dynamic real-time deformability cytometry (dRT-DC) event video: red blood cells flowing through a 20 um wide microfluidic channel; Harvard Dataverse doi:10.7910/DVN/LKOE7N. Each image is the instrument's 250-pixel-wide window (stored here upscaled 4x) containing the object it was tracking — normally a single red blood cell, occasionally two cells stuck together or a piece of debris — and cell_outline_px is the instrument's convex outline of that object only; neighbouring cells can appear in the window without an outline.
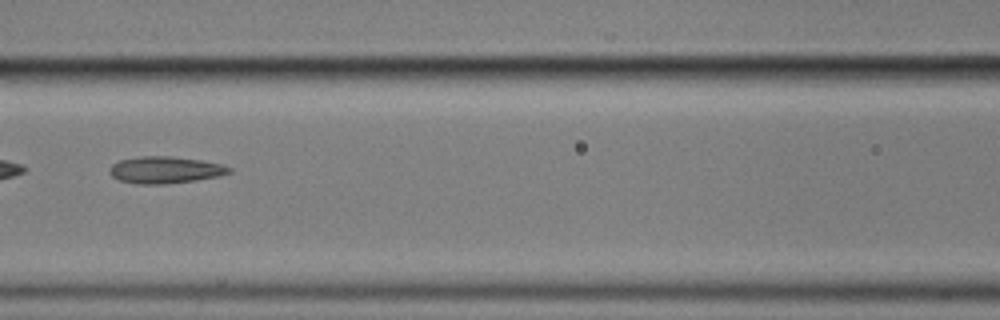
{"species": "common noctule bat (a hibernating species)", "species_latin": "Nyctalus noctula", "temperature_condition": "cold", "stored_images_in_passage": 13, "camera_frame_rate_fps": 3000, "um_per_image_px": 0.085, "animal": {"sex": "male", "body_mass_g": 17.9}, "frame": {"image": 1, "passage_image": 6, "time_ms": 8.0, "image_size_px": [1000, 320], "cell_outline_px": [[232, 172], [220, 176], [196, 180], [168, 184], [136, 184], [120, 180], [112, 176], [108, 172], [108, 168], [112, 164], [120, 160], [140, 156], [172, 156], [200, 160], [224, 164], [232, 168]], "centroid_in_image_um": [14.05, 14.44], "position_along_channel_um": 152.5, "area_um2": 18.96}}
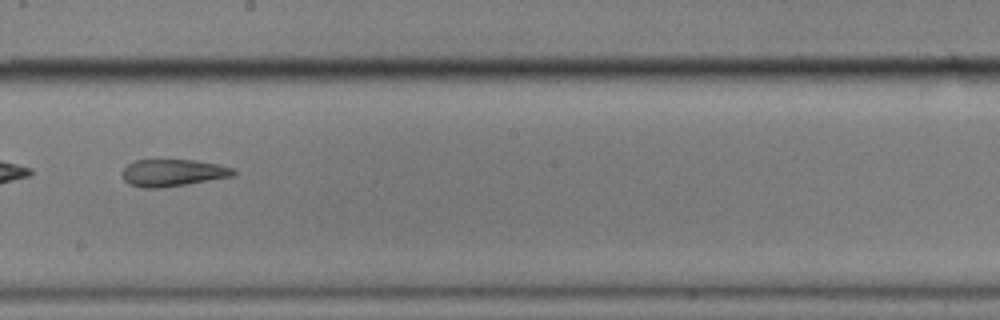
{"frame": {"image": 2, "passage_image": 8, "time_ms": 10.333, "image_size_px": [1000, 320], "cell_outline_px": [[236, 172], [232, 176], [188, 184], [160, 188], [144, 188], [128, 184], [124, 180], [120, 172], [128, 164], [136, 160], [196, 160], [220, 164], [232, 168]], "centroid_in_image_um": [14.66, 14.69], "position_along_channel_um": 233.5, "area_um2": 17.63}, "authors_computed_cell_mechanics": {"area_um2": 19.5942, "velocity_mm_per_s": 3.481, "shape_relaxation_time_tau1_ms": null, "shape_relaxation_time_tau2_ms": 2.2986, "deformation_change_tau1": null, "deformation_change_tau2": 0.0613}}